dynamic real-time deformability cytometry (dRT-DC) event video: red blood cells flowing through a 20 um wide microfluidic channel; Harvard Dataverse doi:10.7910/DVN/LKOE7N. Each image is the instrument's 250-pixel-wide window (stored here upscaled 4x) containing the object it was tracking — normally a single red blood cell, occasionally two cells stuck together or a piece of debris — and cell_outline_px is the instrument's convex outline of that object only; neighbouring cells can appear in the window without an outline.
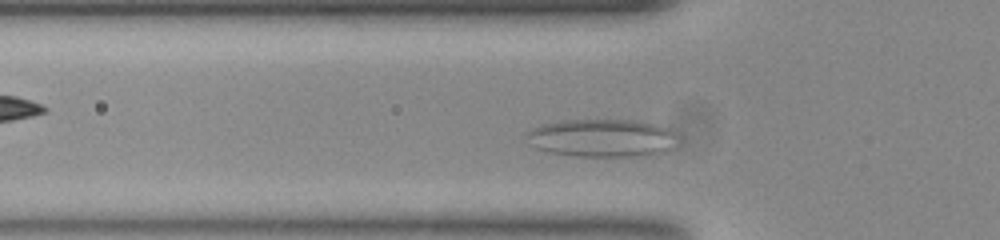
{"species": "common noctule bat (a hibernating species)", "species_latin": "Nyctalus noctula", "temperature_condition": "room temperature", "stored_images_in_passage": 42, "camera_frame_rate_fps": 3000, "um_per_image_px": 0.085, "animal": {"sex": "female", "body_mass_g": 23.0, "forearm_length_mm": 53.4}, "frame": {"image": 1, "passage_image": 7, "time_ms": 2.0, "image_size_px": [1000, 240], "cell_outline_px": [[668, 132], [660, 148], [652, 156], [576, 156], [552, 152], [536, 148], [524, 136], [532, 128], [540, 124], [560, 120], [628, 120], [652, 124]], "centroid_in_image_um": [50.82, 11.72], "position_along_channel_um": 75.0, "area_um2": 31.44}}
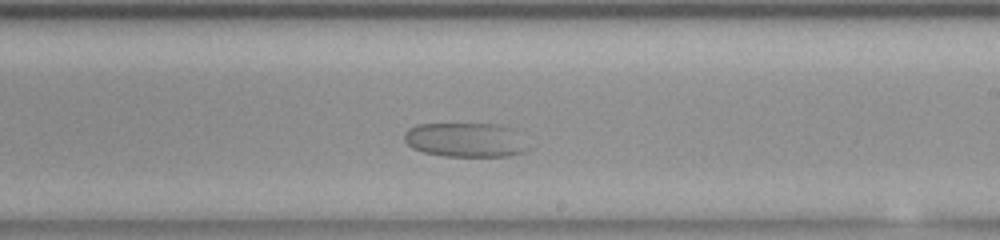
{"frame": {"image": 2, "passage_image": 22, "time_ms": 7.0, "image_size_px": [1000, 240], "cell_outline_px": [[528, 148], [524, 152], [508, 156], [444, 156], [424, 152], [412, 148], [404, 140], [404, 132], [408, 128], [416, 124], [496, 124], [508, 128]], "centroid_in_image_um": [39.45, 11.9], "position_along_channel_um": 249.6, "area_um2": 24.28}}
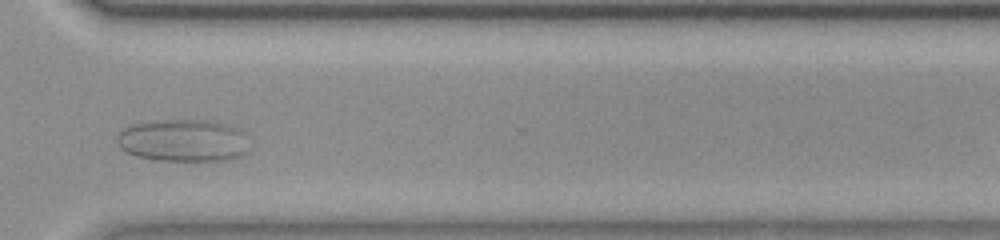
{"frame": {"image": 3, "passage_image": 31, "time_ms": 10.0, "image_size_px": [1000, 240], "cell_outline_px": [[244, 152], [240, 156], [232, 160], [160, 160], [136, 156], [120, 148], [116, 140], [120, 132], [124, 128], [132, 124], [168, 120], [212, 120], [236, 128], [240, 132]], "centroid_in_image_um": [15.48, 11.94], "position_along_channel_um": 355.1, "area_um2": 31.73}}